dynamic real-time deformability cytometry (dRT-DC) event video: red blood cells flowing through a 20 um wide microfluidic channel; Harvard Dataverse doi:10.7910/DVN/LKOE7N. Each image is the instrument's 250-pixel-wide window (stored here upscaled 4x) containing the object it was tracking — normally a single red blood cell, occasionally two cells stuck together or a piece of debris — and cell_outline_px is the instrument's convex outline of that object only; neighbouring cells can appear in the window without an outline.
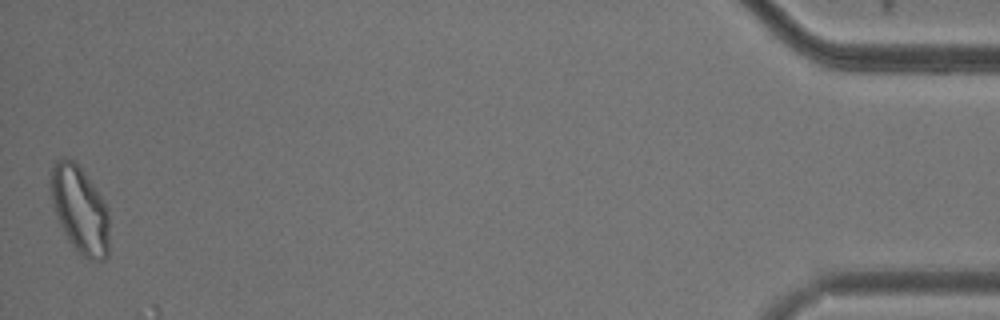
{"species": "common noctule bat (a hibernating species)", "species_latin": "Nyctalus noctula", "temperature_condition": "cold", "stored_images_in_passage": 53, "camera_frame_rate_fps": 3000, "um_per_image_px": 0.085, "animal": {"sex": "male", "body_mass_g": 20.5, "forearm_length_mm": 52.5}, "frame": {"image": 1, "passage_image": 53, "time_ms": 17.333, "image_size_px": [1000, 320], "cell_outline_px": [[108, 256], [104, 260], [92, 260], [84, 256], [68, 240], [56, 216], [48, 188], [52, 164], [56, 160], [64, 156], [76, 160], [80, 164], [104, 200], [108, 208]], "centroid_in_image_um": [6.76, 17.72], "position_along_channel_um": 428.4, "area_um2": 30.29}}